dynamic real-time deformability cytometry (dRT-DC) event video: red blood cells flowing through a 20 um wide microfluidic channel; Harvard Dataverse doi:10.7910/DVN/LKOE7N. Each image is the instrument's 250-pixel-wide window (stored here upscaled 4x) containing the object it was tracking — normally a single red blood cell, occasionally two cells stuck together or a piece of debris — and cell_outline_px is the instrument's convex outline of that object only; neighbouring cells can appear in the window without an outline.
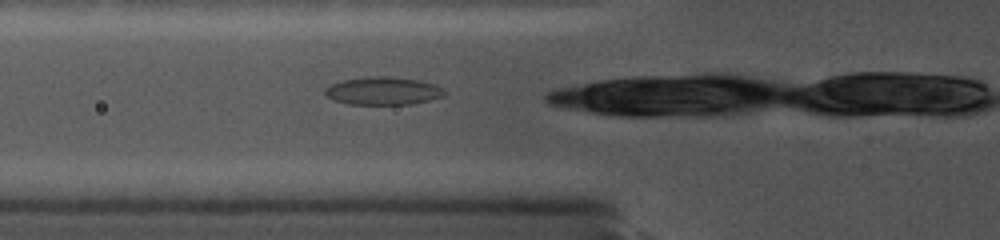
{"species": "common noctule bat (a hibernating species)", "species_latin": "Nyctalus noctula", "temperature_condition": "cold", "stored_images_in_passage": 10, "camera_frame_rate_fps": 5000, "um_per_image_px": 0.085, "animal": {"sex": "female", "body_mass_g": 19.0, "forearm_length_mm": 56.7}, "frame": {"image": 1, "passage_image": 4, "time_ms": 0.6, "image_size_px": [1000, 240], "cell_outline_px": [[444, 96], [412, 104], [348, 104], [332, 100], [324, 96], [324, 88], [332, 84], [344, 80], [368, 76], [392, 76], [420, 80], [436, 84], [444, 88]], "centroid_in_image_um": [32.55, 7.72], "position_along_channel_um": 93.3, "area_um2": 19.65}}
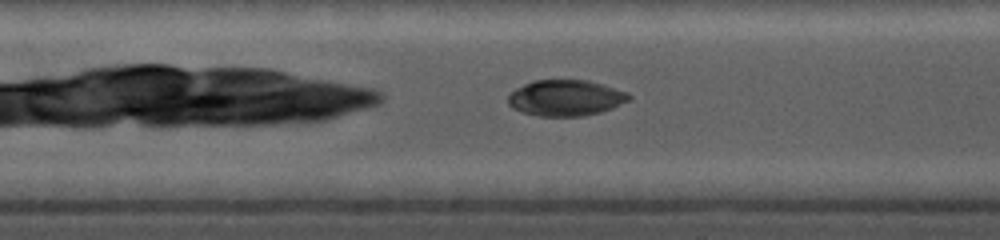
{"frame": {"image": 2, "passage_image": 7, "time_ms": 1.2, "image_size_px": [1000, 240], "cell_outline_px": [[632, 100], [612, 108], [600, 112], [584, 116], [540, 116], [520, 112], [512, 108], [508, 104], [508, 96], [516, 88], [532, 80], [588, 80], [604, 84], [628, 92], [632, 96]], "centroid_in_image_um": [48.11, 8.32], "position_along_channel_um": 159.3, "area_um2": 25.66}}